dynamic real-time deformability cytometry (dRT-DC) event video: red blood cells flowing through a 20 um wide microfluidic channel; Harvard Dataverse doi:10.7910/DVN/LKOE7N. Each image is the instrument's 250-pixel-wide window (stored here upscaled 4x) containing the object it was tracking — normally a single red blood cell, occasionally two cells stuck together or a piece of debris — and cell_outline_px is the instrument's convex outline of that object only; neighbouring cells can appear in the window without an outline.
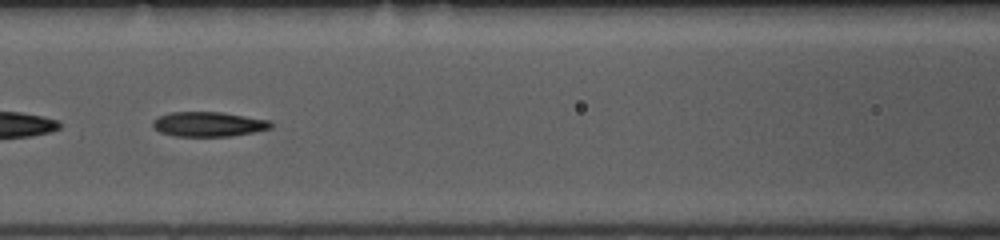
{"species": "common noctule bat (a hibernating species)", "species_latin": "Nyctalus noctula", "temperature_condition": "room temperature", "stored_images_in_passage": 52, "segment_of_instrument_passage": [2, 2], "camera_frame_rate_fps": 3000, "um_per_image_px": 0.085, "animal": {"sex": "female", "body_mass_g": 10.0, "forearm_length_mm": 53.1}, "frame": {"image": 1, "passage_image": 23, "time_ms": 7.333, "image_size_px": [1000, 240], "cell_outline_px": [[272, 128], [232, 136], [176, 136], [160, 132], [152, 128], [152, 120], [160, 116], [172, 112], [220, 112], [272, 120]], "centroid_in_image_um": [17.72, 10.55], "position_along_channel_um": 148.9, "area_um2": 17.05}}
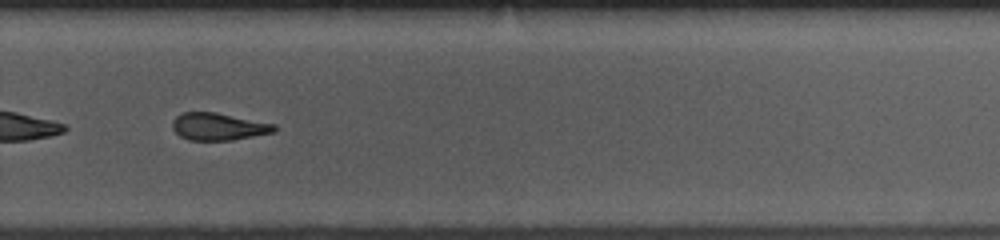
{"frame": {"image": 2, "passage_image": 36, "time_ms": 11.667, "image_size_px": [1000, 240], "cell_outline_px": [[276, 132], [232, 140], [188, 140], [180, 136], [172, 128], [172, 120], [180, 112], [216, 112], [276, 124]], "centroid_in_image_um": [18.56, 10.75], "position_along_channel_um": 311.2, "area_um2": 16.36}}